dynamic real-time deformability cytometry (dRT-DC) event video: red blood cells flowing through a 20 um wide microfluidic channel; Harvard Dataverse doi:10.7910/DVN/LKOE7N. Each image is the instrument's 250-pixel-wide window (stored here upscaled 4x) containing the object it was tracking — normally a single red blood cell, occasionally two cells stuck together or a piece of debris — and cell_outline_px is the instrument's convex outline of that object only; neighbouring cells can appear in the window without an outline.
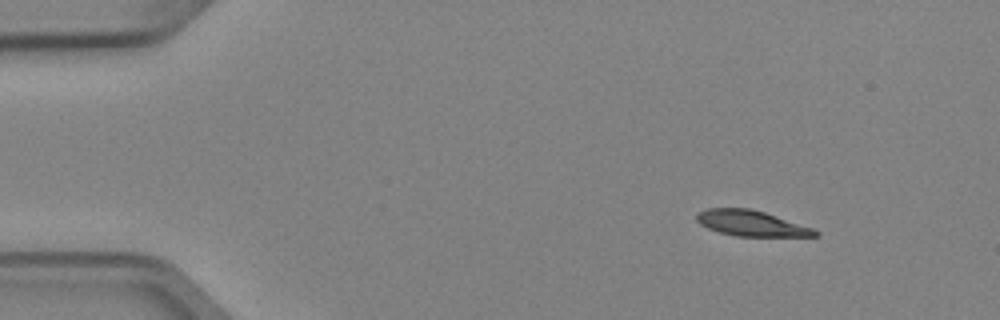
{"species": "Egyptian fruit bat (a non-hibernating species)", "species_latin": "Rousettus aegyptiacus", "temperature_condition": "cold", "stored_images_in_passage": 4, "camera_frame_rate_fps": 3000, "um_per_image_px": 0.085, "animal": {"sex": "female"}, "frame": {"image": 1, "passage_image": 1, "time_ms": 0.0, "image_size_px": [1000, 320], "cell_outline_px": [[820, 236], [736, 236], [720, 232], [708, 228], [700, 224], [696, 220], [696, 216], [700, 212], [708, 208], [752, 208], [812, 228], [820, 232]], "centroid_in_image_um": [63.86, 18.98], "position_along_channel_um": 21.1, "area_um2": 17.46}}
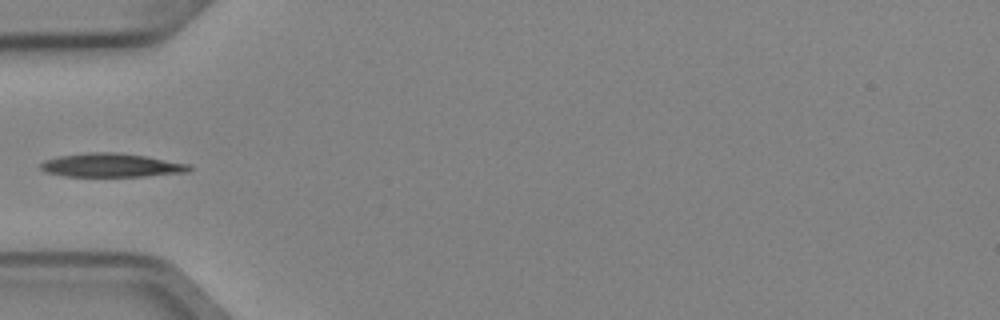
{"frame": {"image": 2, "passage_image": 4, "time_ms": 1.0, "image_size_px": [1000, 320], "cell_outline_px": [[192, 168], [188, 172], [144, 176], [64, 176], [44, 172], [40, 168], [40, 164], [44, 160], [56, 156], [88, 152], [116, 152], [144, 156], [188, 164]], "centroid_in_image_um": [9.39, 14.04], "position_along_channel_um": 75.6, "area_um2": 20.46}}